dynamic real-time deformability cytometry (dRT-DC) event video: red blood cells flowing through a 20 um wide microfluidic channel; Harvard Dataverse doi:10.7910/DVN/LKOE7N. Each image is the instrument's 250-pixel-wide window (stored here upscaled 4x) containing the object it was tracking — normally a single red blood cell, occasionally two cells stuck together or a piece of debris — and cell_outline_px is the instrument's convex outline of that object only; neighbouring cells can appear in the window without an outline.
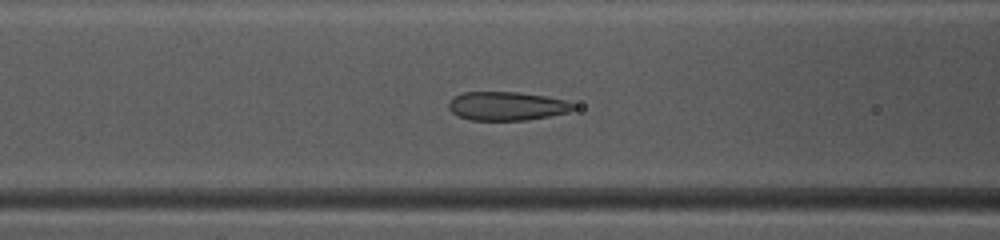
{"species": "common noctule bat (a hibernating species)", "species_latin": "Nyctalus noctula", "temperature_condition": "warm", "stored_images_in_passage": 38, "camera_frame_rate_fps": 3000, "um_per_image_px": 0.085, "animal": {"sex": "female", "body_mass_g": 10.0, "forearm_length_mm": 53.1}, "frame": {"image": 1, "passage_image": 10, "time_ms": 3.0, "image_size_px": [1000, 240], "cell_outline_px": [[576, 108], [568, 112], [548, 116], [524, 120], [472, 120], [460, 116], [452, 112], [448, 108], [448, 104], [456, 96], [464, 92], [520, 92], [544, 96], [564, 100], [572, 104]], "centroid_in_image_um": [43.07, 9.01], "position_along_channel_um": 123.5, "area_um2": 20.52}}
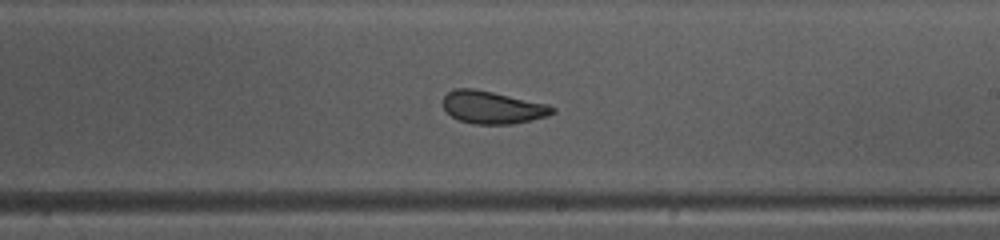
{"frame": {"image": 2, "passage_image": 19, "time_ms": 6.0, "image_size_px": [1000, 240], "cell_outline_px": [[556, 112], [532, 120], [512, 124], [472, 124], [460, 120], [452, 116], [444, 108], [444, 96], [452, 88], [472, 88], [492, 92], [548, 104], [556, 108]], "centroid_in_image_um": [41.86, 9.12], "position_along_channel_um": 247.1, "area_um2": 20.63}}
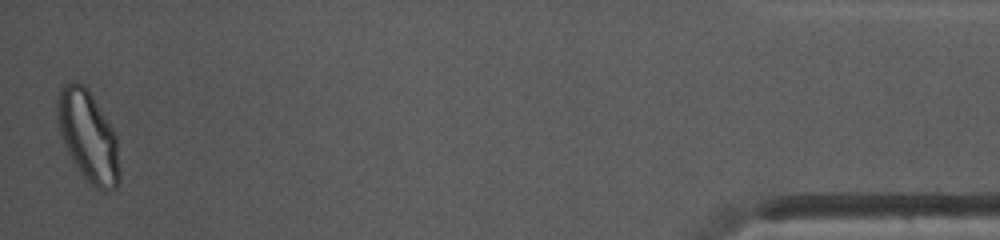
{"frame": {"image": 3, "passage_image": 38, "time_ms": 12.333, "image_size_px": [1000, 240], "cell_outline_px": [[120, 180], [116, 188], [104, 192], [96, 188], [80, 172], [72, 160], [68, 152], [60, 132], [56, 116], [56, 100], [60, 84], [68, 80], [72, 80], [88, 88], [112, 128], [116, 136], [120, 172]], "centroid_in_image_um": [7.47, 11.54], "position_along_channel_um": 427.7, "area_um2": 33.06}, "authors_computed_cell_mechanics": {"area_um2": 21.9062, "velocity_mm_per_s": 4.1174, "shape_relaxation_time_tau1_ms": 3.3644, "shape_relaxation_time_tau2_ms": 1.3726, "deformation_change_tau1": 0.1217, "deformation_change_tau2": 0.0437}}